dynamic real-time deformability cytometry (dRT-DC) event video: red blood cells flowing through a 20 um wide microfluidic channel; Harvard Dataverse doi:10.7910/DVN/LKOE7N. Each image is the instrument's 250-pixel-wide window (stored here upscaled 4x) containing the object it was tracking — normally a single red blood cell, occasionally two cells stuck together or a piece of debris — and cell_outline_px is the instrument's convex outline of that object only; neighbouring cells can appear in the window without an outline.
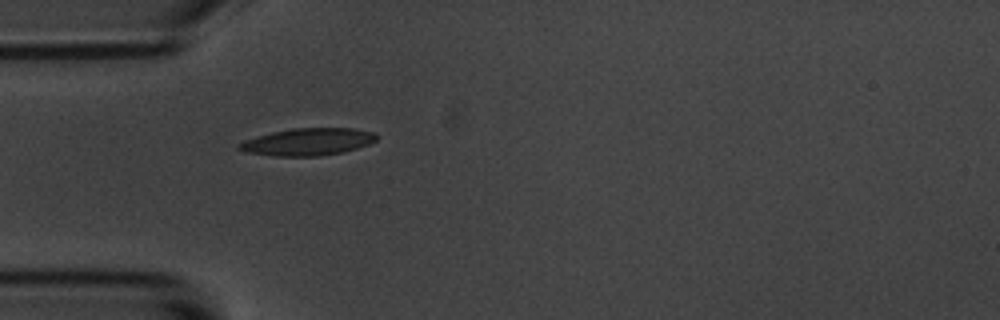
{"species": "common noctule bat (a hibernating species)", "species_latin": "Nyctalus noctula", "temperature_condition": "room temperature", "stored_images_in_passage": 1, "camera_frame_rate_fps": 3000, "um_per_image_px": 0.085, "animal": {"sex": "male", "body_mass_g": 20.1, "forearm_length_mm": 53.5}, "frame": {"image": 1, "passage_image": 1, "time_ms": 0.0, "image_size_px": [1000, 320], "cell_outline_px": [[376, 140], [368, 144], [356, 148], [340, 152], [320, 156], [276, 156], [248, 152], [236, 148], [236, 144], [244, 140], [272, 132], [292, 128], [352, 128], [372, 132], [376, 136]], "centroid_in_image_um": [26.12, 12.05], "position_along_channel_um": 58.9, "area_um2": 21.56}}